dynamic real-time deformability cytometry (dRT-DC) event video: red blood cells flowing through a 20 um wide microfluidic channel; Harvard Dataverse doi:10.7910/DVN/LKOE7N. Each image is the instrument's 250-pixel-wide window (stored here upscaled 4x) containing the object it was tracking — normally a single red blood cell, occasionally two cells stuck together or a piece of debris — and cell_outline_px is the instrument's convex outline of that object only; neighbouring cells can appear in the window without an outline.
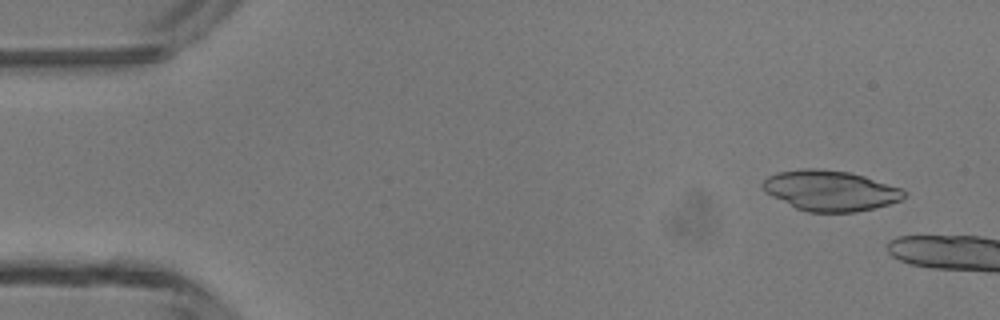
{"species": "common noctule bat (a hibernating species)", "species_latin": "Nyctalus noctula", "temperature_condition": "room temperature", "stored_images_in_passage": 6, "camera_frame_rate_fps": 3000, "um_per_image_px": 0.085, "animal": {"sex": "male", "body_mass_g": 13.3}, "frame": {"image": 1, "passage_image": 3, "time_ms": 0.667, "image_size_px": [1000, 320], "cell_outline_px": [[908, 192], [900, 200], [888, 204], [856, 212], [808, 212], [796, 208], [764, 192], [760, 184], [768, 176], [776, 172], [800, 168], [820, 168], [848, 172], [864, 176], [900, 188]], "centroid_in_image_um": [70.52, 16.19], "position_along_channel_um": 14.5, "area_um2": 33.29}}